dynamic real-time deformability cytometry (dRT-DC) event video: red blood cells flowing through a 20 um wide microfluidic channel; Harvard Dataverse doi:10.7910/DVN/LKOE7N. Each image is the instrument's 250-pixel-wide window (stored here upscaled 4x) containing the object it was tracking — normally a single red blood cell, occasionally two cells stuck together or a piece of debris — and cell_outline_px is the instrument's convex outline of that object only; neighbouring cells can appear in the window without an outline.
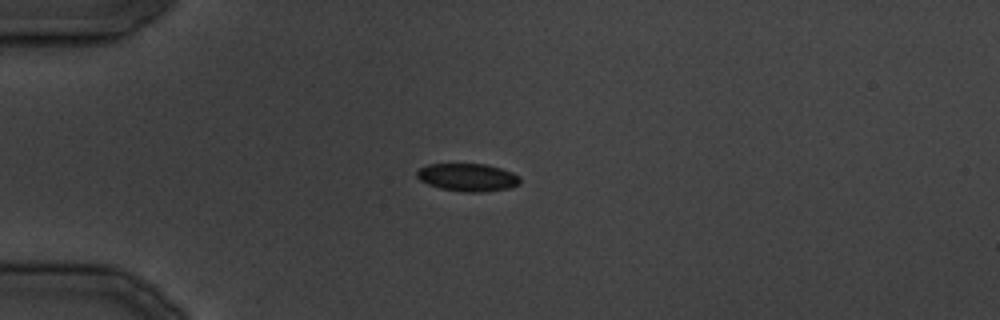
{"species": "common noctule bat (a hibernating species)", "species_latin": "Nyctalus noctula", "temperature_condition": "cold", "stored_images_in_passage": 7, "camera_frame_rate_fps": 3000, "um_per_image_px": 0.085, "animal": {"sex": "male", "body_mass_g": 19.5, "forearm_length_mm": 54.6}, "frame": {"image": 1, "passage_image": 1, "time_ms": 0.0, "image_size_px": [1000, 320], "cell_outline_px": [[520, 184], [512, 188], [484, 192], [464, 192], [440, 188], [428, 184], [420, 180], [416, 176], [416, 172], [420, 168], [428, 164], [484, 164], [500, 168], [512, 172], [520, 176]], "centroid_in_image_um": [39.78, 15.08], "position_along_channel_um": 45.2, "area_um2": 16.82}}
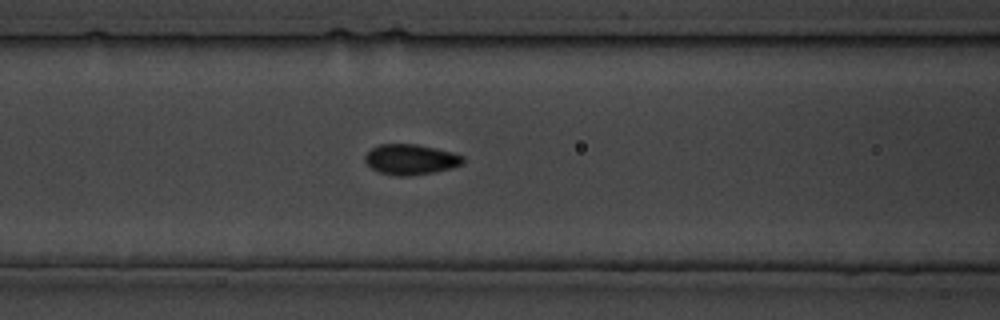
{"frame": {"image": 2, "passage_image": 7, "time_ms": 7.0, "image_size_px": [1000, 320], "cell_outline_px": [[464, 160], [460, 164], [452, 168], [432, 172], [408, 176], [396, 176], [380, 172], [372, 168], [364, 160], [364, 156], [372, 148], [380, 144], [416, 144], [436, 148], [452, 152], [464, 156]], "centroid_in_image_um": [34.9, 13.55], "position_along_channel_um": 131.7, "area_um2": 17.22}}